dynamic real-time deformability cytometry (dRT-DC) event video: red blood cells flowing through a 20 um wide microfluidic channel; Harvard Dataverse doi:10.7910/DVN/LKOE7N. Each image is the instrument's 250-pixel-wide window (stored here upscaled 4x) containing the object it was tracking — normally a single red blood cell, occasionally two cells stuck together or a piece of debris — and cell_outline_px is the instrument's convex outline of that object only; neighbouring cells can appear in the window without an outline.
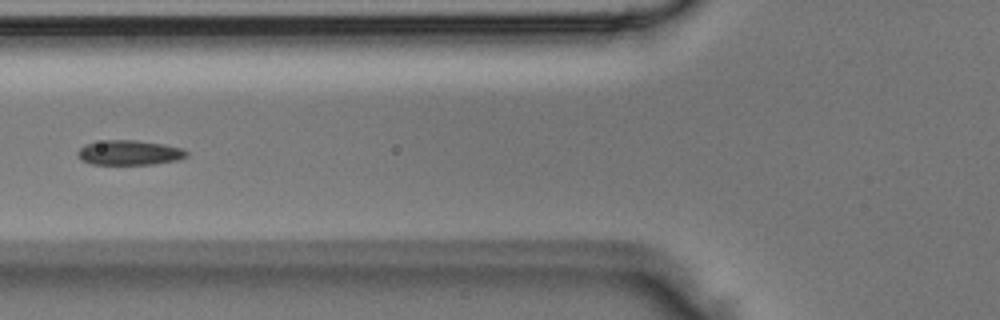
{"species": "Egyptian fruit bat (a non-hibernating species)", "species_latin": "Rousettus aegyptiacus", "temperature_condition": "room temperature", "stored_images_in_passage": 4, "camera_frame_rate_fps": 3000, "um_per_image_px": 0.085, "animal": {"sex": "male"}, "frame": {"image": 1, "passage_image": 4, "time_ms": 1.0, "image_size_px": [1000, 320], "cell_outline_px": [[188, 156], [176, 160], [152, 164], [92, 164], [84, 160], [76, 152], [84, 144], [104, 140], [136, 140], [164, 144], [184, 148], [188, 152]], "centroid_in_image_um": [11.03, 12.96], "position_along_channel_um": 114.8, "area_um2": 15.66}}